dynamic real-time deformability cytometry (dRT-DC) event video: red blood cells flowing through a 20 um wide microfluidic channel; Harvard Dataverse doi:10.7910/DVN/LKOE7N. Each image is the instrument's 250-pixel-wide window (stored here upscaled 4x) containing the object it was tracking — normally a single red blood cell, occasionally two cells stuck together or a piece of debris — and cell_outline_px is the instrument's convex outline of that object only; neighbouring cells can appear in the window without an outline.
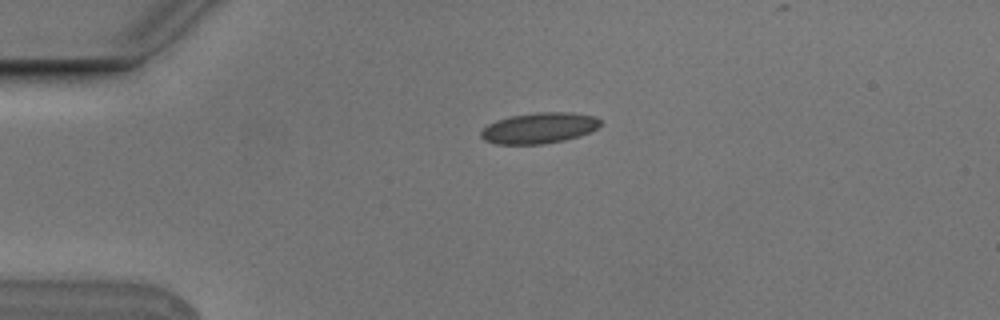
{"species": "Egyptian fruit bat (a non-hibernating species)", "species_latin": "Rousettus aegyptiacus", "temperature_condition": "cold", "stored_images_in_passage": 2, "camera_frame_rate_fps": 3000, "um_per_image_px": 0.085, "animal": {"sex": "male"}, "frame": {"image": 1, "passage_image": 2, "time_ms": 0.333, "image_size_px": [1000, 320], "cell_outline_px": [[600, 124], [592, 132], [580, 136], [564, 140], [544, 144], [496, 144], [484, 140], [480, 136], [480, 132], [488, 124], [496, 120], [512, 116], [536, 112], [572, 112], [592, 116], [600, 120]], "centroid_in_image_um": [45.82, 10.89], "position_along_channel_um": 39.2, "area_um2": 21.44}}